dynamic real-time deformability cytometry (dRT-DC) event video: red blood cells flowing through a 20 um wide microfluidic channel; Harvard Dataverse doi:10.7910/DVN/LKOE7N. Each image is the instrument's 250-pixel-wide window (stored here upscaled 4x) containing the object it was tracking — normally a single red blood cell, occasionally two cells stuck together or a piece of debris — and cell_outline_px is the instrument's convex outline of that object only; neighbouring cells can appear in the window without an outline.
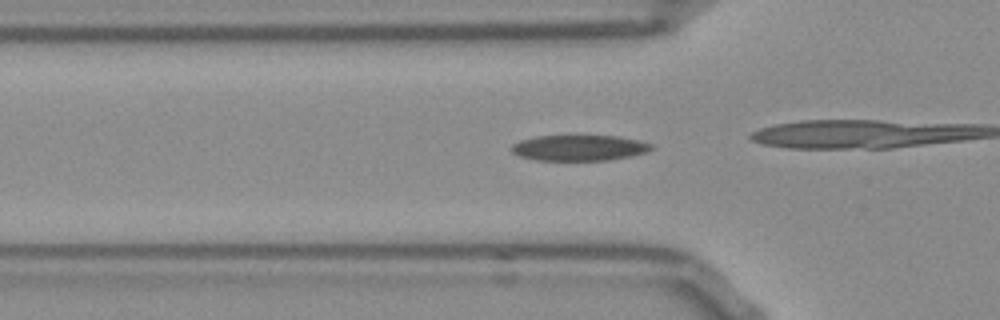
{"species": "Egyptian fruit bat (a non-hibernating species)", "species_latin": "Rousettus aegyptiacus", "temperature_condition": "room temperature", "stored_images_in_passage": 15, "camera_frame_rate_fps": 3000, "um_per_image_px": 0.085, "frame": {"image": 1, "passage_image": 7, "time_ms": 2.0, "image_size_px": [1000, 320], "cell_outline_px": [[652, 148], [648, 152], [608, 160], [536, 160], [520, 156], [512, 152], [512, 144], [520, 140], [536, 136], [620, 136], [652, 144]], "centroid_in_image_um": [49.21, 12.56], "position_along_channel_um": 76.6, "area_um2": 20.75}}